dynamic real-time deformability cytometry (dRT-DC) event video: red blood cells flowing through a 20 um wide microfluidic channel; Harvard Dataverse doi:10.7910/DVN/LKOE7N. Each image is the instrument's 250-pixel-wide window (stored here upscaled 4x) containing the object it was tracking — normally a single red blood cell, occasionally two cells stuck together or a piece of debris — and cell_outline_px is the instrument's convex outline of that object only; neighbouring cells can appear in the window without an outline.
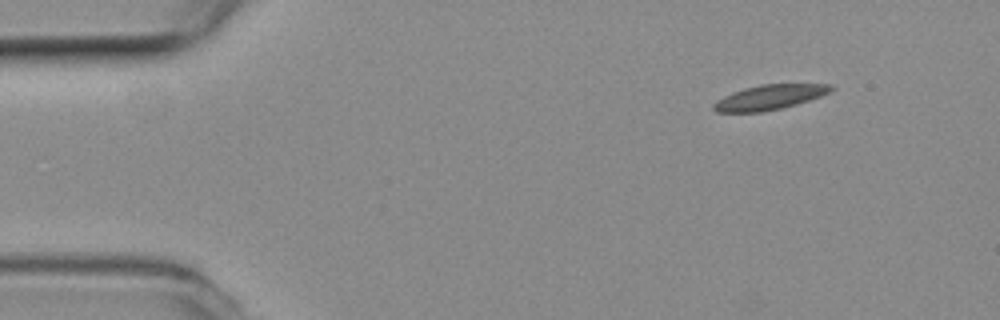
{"species": "common noctule bat (a hibernating species)", "species_latin": "Nyctalus noctula", "temperature_condition": "room temperature", "stored_images_in_passage": 4, "camera_frame_rate_fps": 3000, "um_per_image_px": 0.085, "animal": {"sex": "female", "body_mass_g": 19.3, "forearm_length_mm": 54.1}, "frame": {"image": 1, "passage_image": 1, "time_ms": 0.0, "image_size_px": [1000, 320], "cell_outline_px": [[836, 88], [820, 96], [796, 104], [780, 108], [760, 112], [716, 112], [712, 108], [712, 104], [716, 100], [732, 92], [744, 88], [760, 84], [832, 84]], "centroid_in_image_um": [65.37, 8.26], "position_along_channel_um": 19.6, "area_um2": 16.94}}